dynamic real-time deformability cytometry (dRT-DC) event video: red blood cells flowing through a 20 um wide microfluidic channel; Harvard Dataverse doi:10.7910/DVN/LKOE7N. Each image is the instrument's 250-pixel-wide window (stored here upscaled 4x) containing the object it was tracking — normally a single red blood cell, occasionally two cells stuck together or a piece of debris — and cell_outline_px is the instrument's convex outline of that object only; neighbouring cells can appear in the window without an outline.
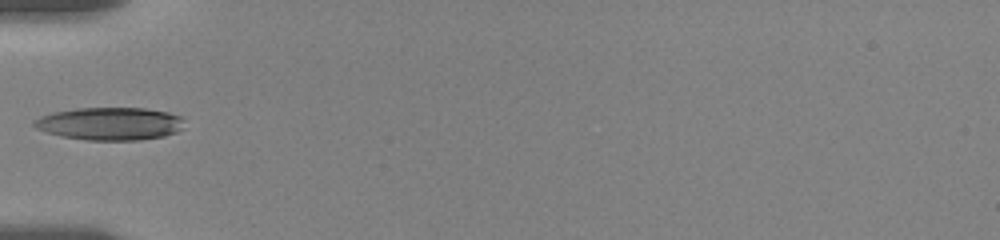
{"species": "human", "species_latin": "Homo sapiens", "temperature_condition": "room temperature", "stored_images_in_passage": 14, "camera_frame_rate_fps": 3000, "um_per_image_px": 0.085, "donor": {"sex": "female"}, "frame": {"image": 1, "passage_image": 1, "time_ms": 0.0, "image_size_px": [1000, 240], "cell_outline_px": [[184, 128], [176, 132], [164, 136], [140, 140], [88, 140], [60, 136], [36, 128], [32, 124], [32, 120], [40, 116], [52, 112], [76, 108], [144, 108], [168, 112], [180, 116], [184, 120]], "centroid_in_image_um": [9.35, 10.51], "position_along_channel_um": 75.7, "area_um2": 28.9}}
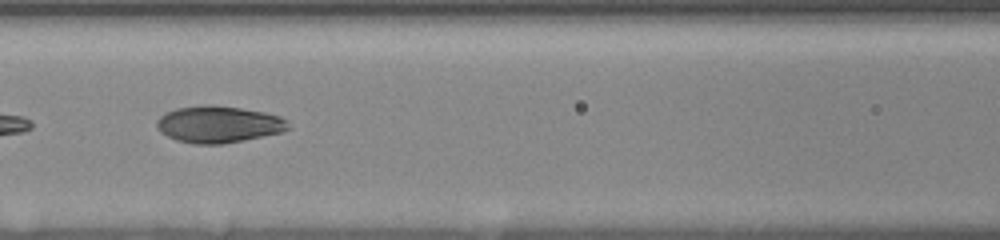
{"frame": {"image": 2, "passage_image": 6, "time_ms": 2.0, "image_size_px": [1000, 240], "cell_outline_px": [[292, 128], [284, 132], [244, 140], [220, 144], [196, 144], [176, 140], [160, 132], [156, 124], [156, 120], [164, 112], [176, 108], [204, 104], [208, 104], [240, 108], [264, 112], [280, 116], [288, 120]], "centroid_in_image_um": [18.6, 10.56], "position_along_channel_um": 148.0, "area_um2": 28.5}}
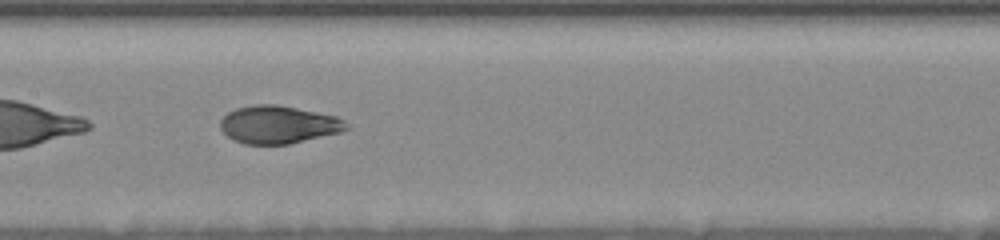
{"frame": {"image": 3, "passage_image": 11, "time_ms": 3.0, "image_size_px": [1000, 240], "cell_outline_px": [[352, 128], [340, 132], [288, 144], [244, 144], [232, 140], [220, 128], [220, 120], [228, 112], [236, 108], [252, 104], [276, 104], [336, 116], [352, 124]], "centroid_in_image_um": [23.68, 10.59], "position_along_channel_um": 183.7, "area_um2": 27.92}}